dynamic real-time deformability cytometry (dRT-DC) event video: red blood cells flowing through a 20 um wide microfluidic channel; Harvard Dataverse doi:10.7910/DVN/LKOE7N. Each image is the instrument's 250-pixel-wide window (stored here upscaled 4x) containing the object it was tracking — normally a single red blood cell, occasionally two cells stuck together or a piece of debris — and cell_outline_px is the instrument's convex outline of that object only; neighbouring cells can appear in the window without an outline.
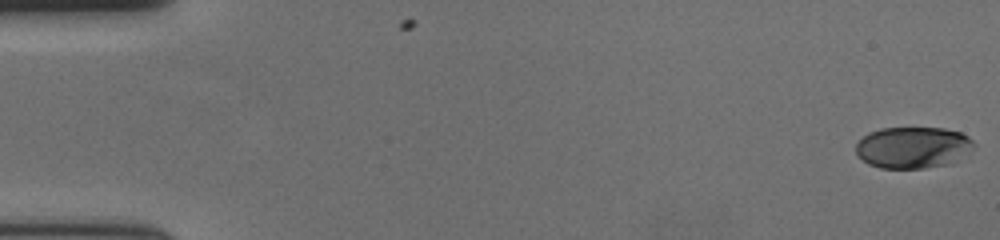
{"species": "human", "species_latin": "Homo sapiens", "temperature_condition": "cold", "stored_images_in_passage": 58, "camera_frame_rate_fps": 3000, "um_per_image_px": 0.085, "donor": {"sex": "female"}, "frame": {"image": 1, "passage_image": 1, "time_ms": 0.0, "image_size_px": [1000, 240], "cell_outline_px": [[976, 144], [972, 148], [952, 164], [924, 168], [880, 168], [868, 164], [856, 152], [856, 144], [868, 132], [880, 128], [944, 128], [960, 132], [968, 136]], "centroid_in_image_um": [77.61, 12.53], "position_along_channel_um": 7.4, "area_um2": 28.55}}
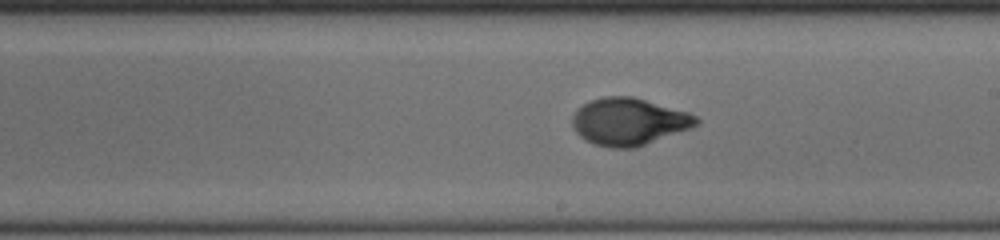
{"frame": {"image": 2, "passage_image": 34, "time_ms": 11.0, "image_size_px": [1000, 240], "cell_outline_px": [[700, 124], [636, 148], [608, 148], [592, 144], [584, 140], [576, 132], [572, 124], [572, 116], [576, 108], [588, 100], [604, 96], [632, 96], [688, 112], [696, 116], [700, 120]], "centroid_in_image_um": [53.41, 10.34], "position_along_channel_um": 235.6, "area_um2": 34.39}}
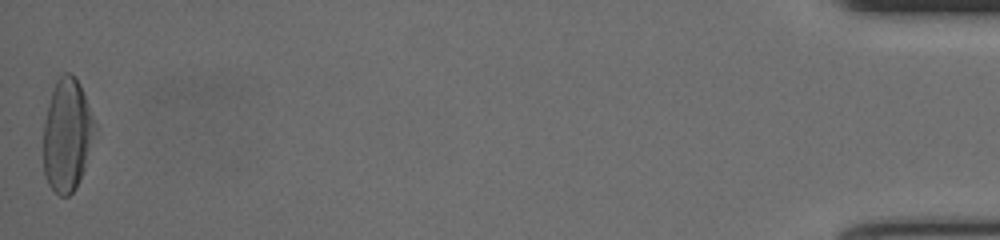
{"frame": {"image": 3, "passage_image": 58, "time_ms": 19.0, "image_size_px": [1000, 240], "cell_outline_px": [[96, 128], [84, 168], [80, 180], [76, 188], [68, 196], [60, 196], [48, 184], [44, 176], [44, 120], [48, 104], [56, 80], [64, 72], [68, 72], [76, 76], [80, 84], [96, 124]], "centroid_in_image_um": [5.7, 11.47], "position_along_channel_um": 429.5, "area_um2": 33.64}, "authors_computed_cell_mechanics": {"area_um2": 32.657, "velocity_mm_per_s": 3.6435, "shape_relaxation_time_tau1_ms": 3.8503, "shape_relaxation_time_tau2_ms": 0.8055, "deformation_change_tau1": 0.2015, "deformation_change_tau2": 0.0486}}